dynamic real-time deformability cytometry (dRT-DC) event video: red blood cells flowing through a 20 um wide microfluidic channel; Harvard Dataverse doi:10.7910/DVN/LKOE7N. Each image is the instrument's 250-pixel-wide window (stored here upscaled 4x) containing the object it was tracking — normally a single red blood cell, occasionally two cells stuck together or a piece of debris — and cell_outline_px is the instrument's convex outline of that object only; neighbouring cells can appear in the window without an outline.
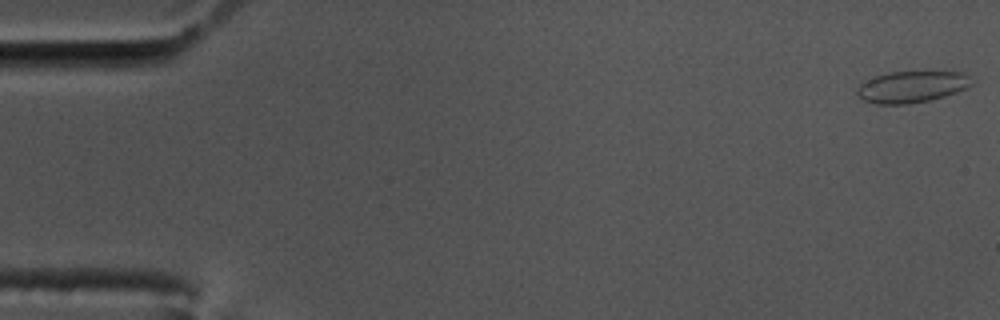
{"species": "common noctule bat (a hibernating species)", "species_latin": "Nyctalus noctula", "temperature_condition": "cold", "stored_images_in_passage": 44, "camera_frame_rate_fps": 3000, "um_per_image_px": 0.085, "animal": {"sex": "male", "body_mass_g": 17.5, "forearm_length_mm": 52.3}, "frame": {"image": 1, "passage_image": 1, "time_ms": 0.0, "image_size_px": [1000, 320], "cell_outline_px": [[972, 84], [956, 92], [944, 96], [928, 100], [908, 104], [876, 104], [864, 100], [856, 92], [860, 84], [876, 76], [888, 72], [924, 68], [964, 72], [968, 76]], "centroid_in_image_um": [77.54, 7.31], "position_along_channel_um": 7.5, "area_um2": 21.73}}
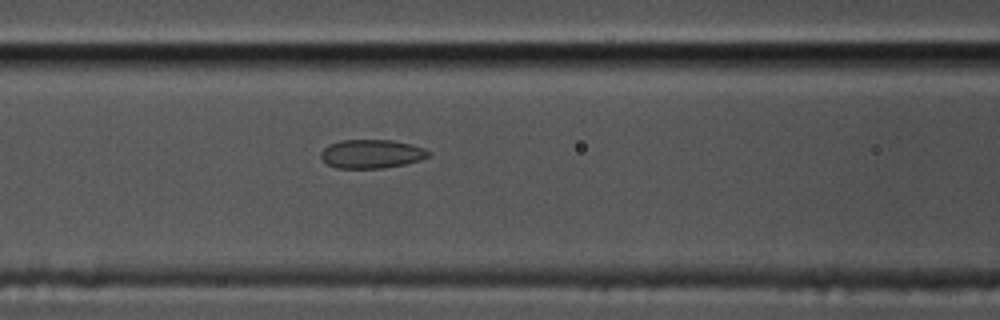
{"frame": {"image": 2, "passage_image": 24, "time_ms": 7.667, "image_size_px": [1000, 320], "cell_outline_px": [[432, 156], [420, 160], [404, 164], [384, 168], [336, 168], [328, 164], [320, 156], [320, 152], [328, 144], [340, 140], [392, 140], [412, 144], [424, 148], [432, 152]], "centroid_in_image_um": [31.61, 13.07], "position_along_channel_um": 135.0, "area_um2": 18.21}}
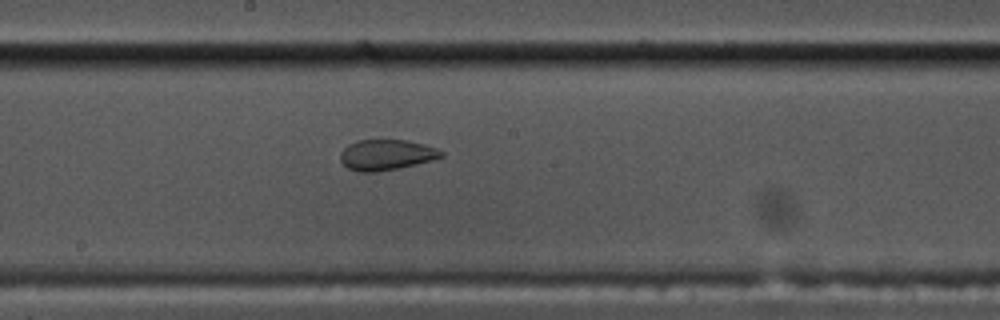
{"frame": {"image": 3, "passage_image": 31, "time_ms": 10.0, "image_size_px": [1000, 320], "cell_outline_px": [[444, 156], [432, 160], [416, 164], [376, 172], [356, 172], [348, 168], [340, 160], [340, 152], [348, 144], [356, 140], [408, 140], [424, 144], [436, 148], [444, 152]], "centroid_in_image_um": [32.82, 13.15], "position_along_channel_um": 215.4, "area_um2": 18.03}, "authors_computed_cell_mechanics": {"area_um2": 18.8717, "velocity_mm_per_s": 3.4578, "shape_relaxation_time_tau1_ms": null, "shape_relaxation_time_tau2_ms": 1.3614, "deformation_change_tau1": null, "deformation_change_tau2": 0.0508}}